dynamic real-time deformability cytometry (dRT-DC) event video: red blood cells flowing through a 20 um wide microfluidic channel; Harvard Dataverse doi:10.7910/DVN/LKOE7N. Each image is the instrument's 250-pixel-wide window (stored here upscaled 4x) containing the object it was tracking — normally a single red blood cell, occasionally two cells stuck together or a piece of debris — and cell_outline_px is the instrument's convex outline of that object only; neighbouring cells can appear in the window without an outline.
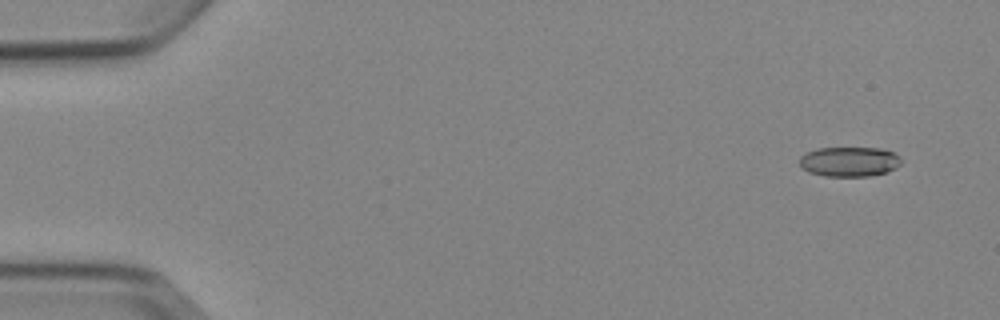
{"species": "Egyptian fruit bat (a non-hibernating species)", "species_latin": "Rousettus aegyptiacus", "temperature_condition": "cold", "stored_images_in_passage": 7, "camera_frame_rate_fps": 3000, "um_per_image_px": 0.085, "animal": {"sex": "female"}, "frame": {"image": 1, "passage_image": 1, "time_ms": 0.0, "image_size_px": [1000, 320], "cell_outline_px": [[900, 164], [896, 168], [888, 172], [868, 176], [824, 176], [808, 172], [800, 168], [800, 156], [808, 152], [820, 148], [880, 148], [892, 152], [900, 156]], "centroid_in_image_um": [72.19, 13.75], "position_along_channel_um": 12.8, "area_um2": 17.69}}
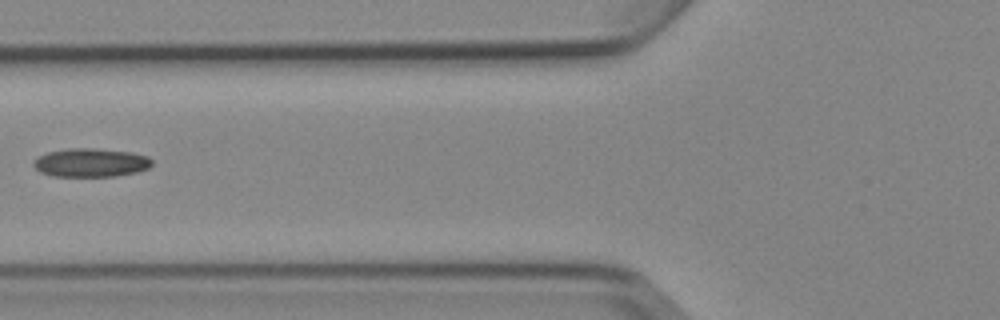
{"frame": {"image": 2, "passage_image": 6, "time_ms": 6.0, "image_size_px": [1000, 320], "cell_outline_px": [[152, 164], [148, 168], [136, 172], [116, 176], [52, 176], [40, 172], [32, 164], [32, 160], [48, 152], [68, 148], [92, 148], [132, 152], [148, 156], [152, 160]], "centroid_in_image_um": [7.71, 13.82], "position_along_channel_um": 118.1, "area_um2": 19.77}}
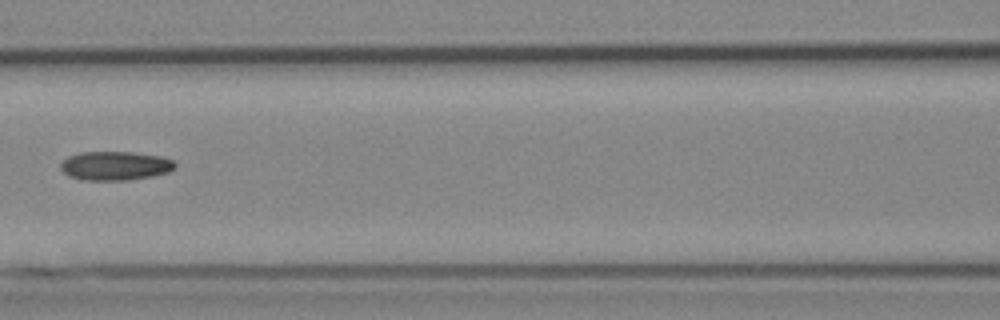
{"frame": {"image": 3, "passage_image": 7, "time_ms": 7.0, "image_size_px": [1000, 320], "cell_outline_px": [[176, 168], [168, 172], [152, 176], [128, 180], [80, 180], [68, 176], [60, 168], [60, 164], [68, 156], [80, 152], [132, 152], [160, 156], [176, 160]], "centroid_in_image_um": [9.8, 14.09], "position_along_channel_um": 156.8, "area_um2": 19.48}}